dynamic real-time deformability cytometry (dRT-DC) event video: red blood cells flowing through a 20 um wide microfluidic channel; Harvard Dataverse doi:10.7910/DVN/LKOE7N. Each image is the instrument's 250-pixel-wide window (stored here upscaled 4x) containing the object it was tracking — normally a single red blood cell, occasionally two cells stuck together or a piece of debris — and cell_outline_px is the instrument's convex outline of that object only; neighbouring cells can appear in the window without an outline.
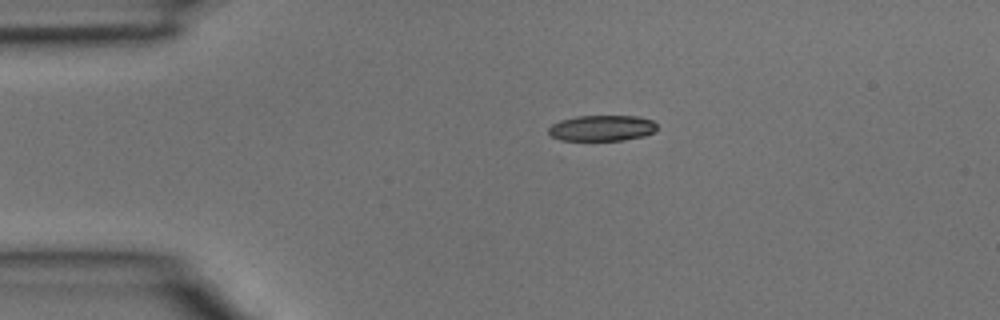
{"species": "common noctule bat (a hibernating species)", "species_latin": "Nyctalus noctula", "temperature_condition": "room temperature", "stored_images_in_passage": 2, "camera_frame_rate_fps": 3000, "um_per_image_px": 0.085, "animal": {"sex": "male", "body_mass_g": 15.6}, "frame": {"image": 1, "passage_image": 1, "time_ms": 0.0, "image_size_px": [1000, 320], "cell_outline_px": [[656, 132], [644, 136], [624, 140], [560, 140], [552, 136], [548, 132], [548, 128], [552, 124], [560, 120], [576, 116], [640, 116], [652, 120], [656, 124]], "centroid_in_image_um": [51.18, 10.88], "position_along_channel_um": 33.8, "area_um2": 16.42}}